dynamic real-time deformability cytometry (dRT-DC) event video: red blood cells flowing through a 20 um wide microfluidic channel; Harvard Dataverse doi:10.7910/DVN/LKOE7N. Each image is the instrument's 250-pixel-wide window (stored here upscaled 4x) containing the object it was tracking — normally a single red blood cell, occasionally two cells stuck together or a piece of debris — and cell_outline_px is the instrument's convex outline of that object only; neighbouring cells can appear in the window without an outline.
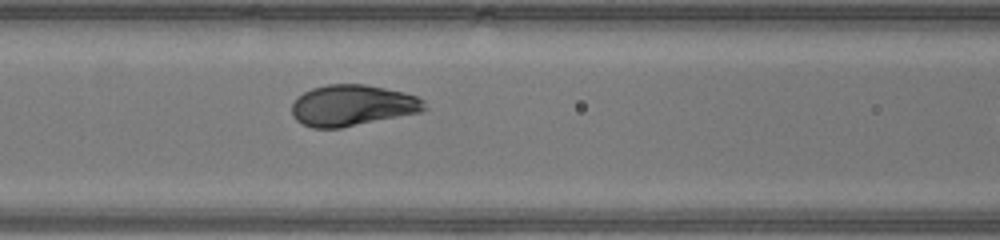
{"species": "human", "species_latin": "Homo sapiens", "temperature_condition": "warm", "stored_images_in_passage": 16, "camera_frame_rate_fps": 3000, "um_per_image_px": 0.085, "donor": {"sex": "male"}, "frame": {"image": 1, "passage_image": 12, "time_ms": 3.667, "image_size_px": [1000, 240], "cell_outline_px": [[428, 108], [420, 112], [340, 128], [312, 128], [296, 120], [292, 116], [292, 104], [296, 96], [312, 88], [328, 84], [364, 84], [404, 92], [416, 96], [424, 100]], "centroid_in_image_um": [29.94, 8.95], "position_along_channel_um": 136.7, "area_um2": 31.79}}